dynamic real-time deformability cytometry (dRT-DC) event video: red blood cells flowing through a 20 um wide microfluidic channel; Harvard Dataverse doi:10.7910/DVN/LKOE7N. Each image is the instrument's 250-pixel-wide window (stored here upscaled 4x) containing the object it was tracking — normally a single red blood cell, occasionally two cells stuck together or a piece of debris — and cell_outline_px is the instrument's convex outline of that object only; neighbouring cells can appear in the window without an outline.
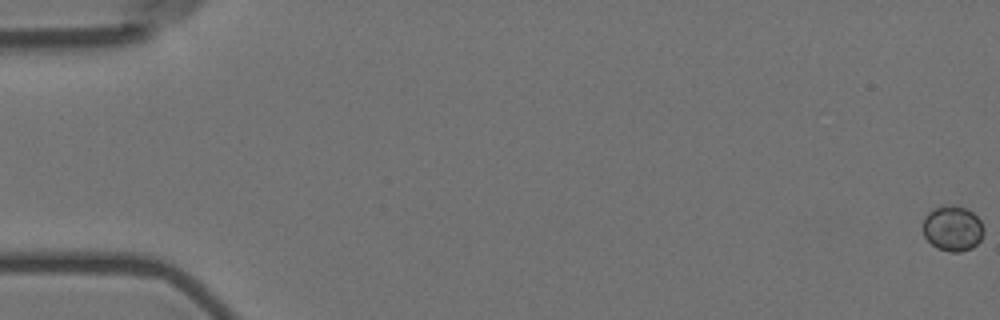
{"species": "Egyptian fruit bat (a non-hibernating species)", "species_latin": "Rousettus aegyptiacus", "temperature_condition": "room temperature", "stored_images_in_passage": 19, "camera_frame_rate_fps": 3000, "um_per_image_px": 0.085, "animal": {"sex": "female"}, "frame": {"image": 1, "passage_image": 1, "time_ms": 0.0, "image_size_px": [1000, 320], "cell_outline_px": [[984, 232], [980, 240], [972, 248], [960, 252], [948, 252], [936, 248], [924, 236], [924, 216], [932, 208], [944, 204], [956, 204], [968, 208], [980, 220], [984, 228]], "centroid_in_image_um": [80.97, 19.38], "position_along_channel_um": 4.0, "area_um2": 16.42}}
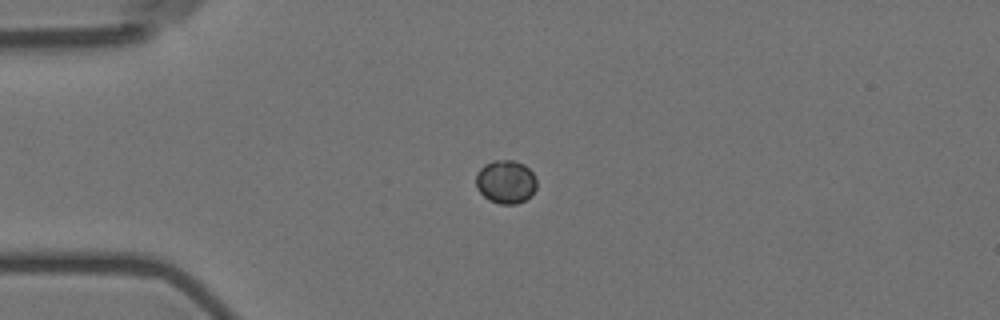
{"frame": {"image": 2, "passage_image": 16, "time_ms": 5.0, "image_size_px": [1000, 320], "cell_outline_px": [[536, 188], [524, 200], [516, 204], [500, 204], [488, 200], [476, 188], [476, 172], [484, 164], [492, 160], [512, 160], [524, 164], [532, 172], [536, 180]], "centroid_in_image_um": [42.95, 15.44], "position_along_channel_um": 42.0, "area_um2": 15.37}}